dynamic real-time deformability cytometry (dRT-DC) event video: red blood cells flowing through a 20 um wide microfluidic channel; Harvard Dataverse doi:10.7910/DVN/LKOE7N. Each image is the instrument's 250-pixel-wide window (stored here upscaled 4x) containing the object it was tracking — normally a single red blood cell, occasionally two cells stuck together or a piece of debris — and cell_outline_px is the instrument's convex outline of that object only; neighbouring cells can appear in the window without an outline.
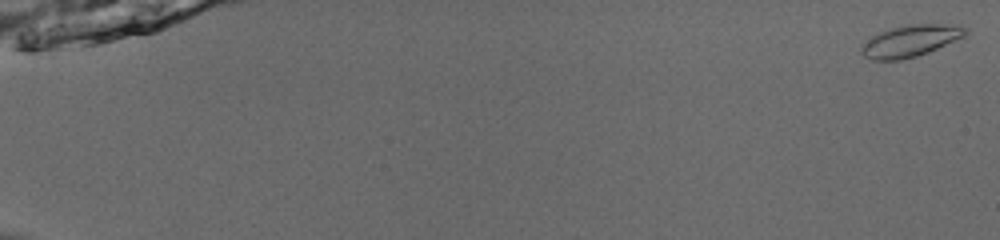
{"species": "common noctule bat (a hibernating species)", "species_latin": "Nyctalus noctula", "temperature_condition": "room temperature", "stored_images_in_passage": 54, "camera_frame_rate_fps": 3000, "um_per_image_px": 0.085, "animal": {"sex": "male", "body_mass_g": 13.0, "forearm_length_mm": 53.1}, "frame": {"image": 1, "passage_image": 1, "time_ms": 0.0, "image_size_px": [1000, 240], "cell_outline_px": [[968, 32], [964, 36], [928, 52], [916, 56], [900, 60], [872, 60], [864, 56], [860, 52], [860, 48], [872, 36], [880, 32], [904, 24], [944, 24], [968, 28]], "centroid_in_image_um": [77.36, 3.47], "position_along_channel_um": 7.6, "area_um2": 18.96}}
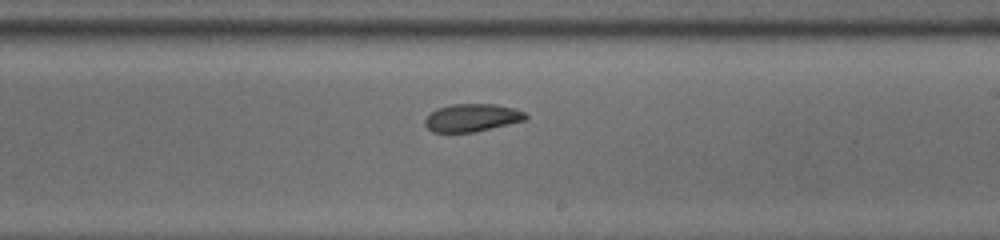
{"frame": {"image": 2, "passage_image": 35, "time_ms": 11.333, "image_size_px": [1000, 240], "cell_outline_px": [[528, 116], [524, 120], [476, 132], [432, 132], [424, 124], [424, 120], [436, 108], [452, 104], [496, 104], [516, 108], [524, 112]], "centroid_in_image_um": [40.12, 10.0], "position_along_channel_um": 248.9, "area_um2": 16.3}}
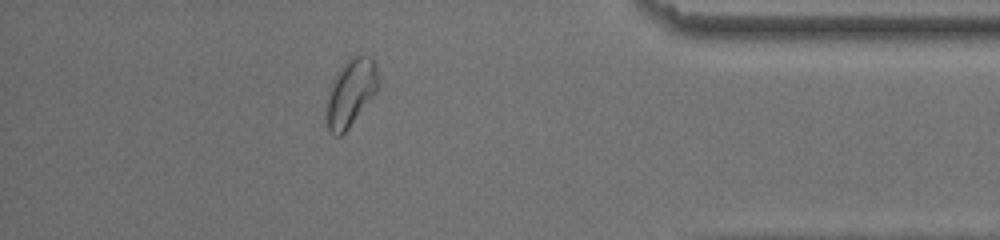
{"frame": {"image": 3, "passage_image": 49, "time_ms": 16.0, "image_size_px": [1000, 240], "cell_outline_px": [[380, 88], [348, 128], [340, 136], [336, 136], [328, 132], [328, 92], [332, 80], [348, 56], [372, 56], [376, 64], [380, 84]], "centroid_in_image_um": [29.86, 7.83], "position_along_channel_um": 405.3, "area_um2": 20.35}, "authors_computed_cell_mechanics": {"area_um2": 17.8024, "velocity_mm_per_s": 3.877, "shape_relaxation_time_tau1_ms": 5.1038, "shape_relaxation_time_tau2_ms": 2.1599, "deformation_change_tau1": 0.1079, "deformation_change_tau2": 0.0607}}